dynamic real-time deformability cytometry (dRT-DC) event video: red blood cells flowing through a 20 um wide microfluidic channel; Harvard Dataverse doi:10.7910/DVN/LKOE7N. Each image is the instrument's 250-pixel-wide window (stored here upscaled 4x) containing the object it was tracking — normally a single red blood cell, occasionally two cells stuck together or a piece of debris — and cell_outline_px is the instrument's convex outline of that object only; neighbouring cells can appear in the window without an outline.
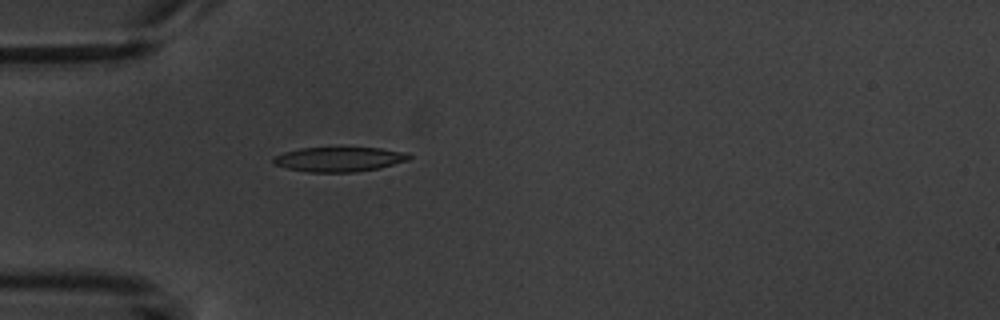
{"species": "common noctule bat (a hibernating species)", "species_latin": "Nyctalus noctula", "temperature_condition": "warm", "stored_images_in_passage": 1, "camera_frame_rate_fps": 3000, "um_per_image_px": 0.085, "animal": {"sex": "male", "body_mass_g": 20.1, "forearm_length_mm": 53.5}, "frame": {"image": 1, "passage_image": 1, "time_ms": 0.0, "image_size_px": [1000, 320], "cell_outline_px": [[412, 156], [408, 160], [380, 168], [356, 172], [308, 172], [288, 168], [272, 164], [272, 156], [284, 152], [300, 148], [380, 148], [408, 152]], "centroid_in_image_um": [28.82, 13.54], "position_along_channel_um": 56.2, "area_um2": 19.59}}